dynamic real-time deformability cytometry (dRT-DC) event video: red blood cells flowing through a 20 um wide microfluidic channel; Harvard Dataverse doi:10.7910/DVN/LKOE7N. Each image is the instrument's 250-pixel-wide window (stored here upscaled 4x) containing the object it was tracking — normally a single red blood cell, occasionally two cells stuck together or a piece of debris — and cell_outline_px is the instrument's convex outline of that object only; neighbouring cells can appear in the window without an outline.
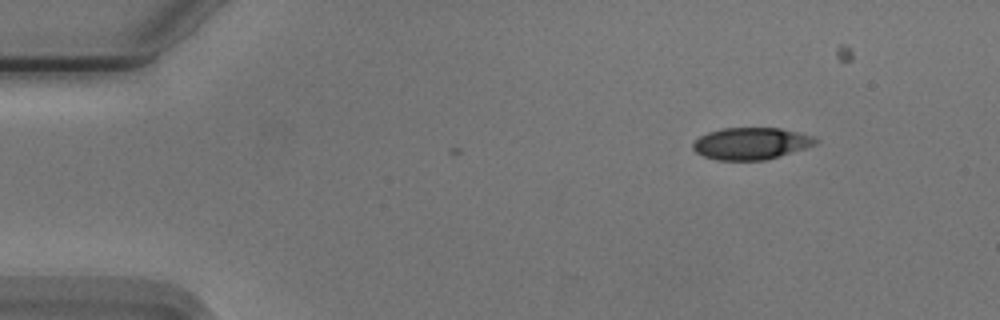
{"species": "Egyptian fruit bat (a non-hibernating species)", "species_latin": "Rousettus aegyptiacus", "temperature_condition": "cold", "stored_images_in_passage": 2, "camera_frame_rate_fps": 3000, "um_per_image_px": 0.085, "animal": {"sex": "male"}, "frame": {"image": 1, "passage_image": 2, "time_ms": 0.333, "image_size_px": [1000, 320], "cell_outline_px": [[820, 140], [816, 144], [804, 148], [764, 160], [716, 160], [704, 156], [696, 152], [692, 148], [692, 144], [700, 136], [708, 132], [724, 128], [780, 128], [812, 136]], "centroid_in_image_um": [63.81, 12.19], "position_along_channel_um": 21.2, "area_um2": 22.54}}